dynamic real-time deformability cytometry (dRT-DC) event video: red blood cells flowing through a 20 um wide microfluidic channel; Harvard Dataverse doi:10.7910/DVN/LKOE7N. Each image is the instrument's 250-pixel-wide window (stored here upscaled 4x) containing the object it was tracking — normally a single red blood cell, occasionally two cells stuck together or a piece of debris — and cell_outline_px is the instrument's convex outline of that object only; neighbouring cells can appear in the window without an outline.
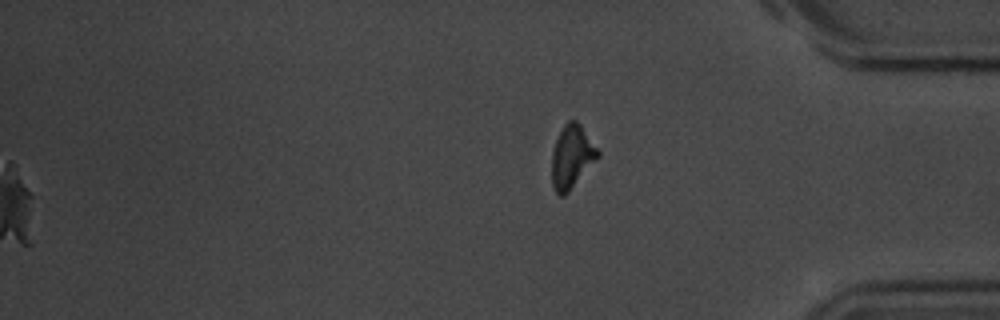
{"species": "common noctule bat (a hibernating species)", "species_latin": "Nyctalus noctula", "temperature_condition": "room temperature", "stored_images_in_passage": 54, "segment_of_instrument_passage": [2, 2], "camera_frame_rate_fps": 3000, "um_per_image_px": 0.085, "animal": {"sex": "male", "body_mass_g": 20.1, "forearm_length_mm": 53.5}, "frame": {"image": 1, "passage_image": 54, "time_ms": 17.667, "image_size_px": [1000, 320], "cell_outline_px": [[600, 156], [568, 192], [564, 196], [560, 196], [556, 192], [552, 184], [552, 152], [556, 140], [564, 124], [568, 120], [576, 120], [580, 124], [600, 152]], "centroid_in_image_um": [48.6, 13.32], "position_along_channel_um": 386.6, "area_um2": 16.76}}